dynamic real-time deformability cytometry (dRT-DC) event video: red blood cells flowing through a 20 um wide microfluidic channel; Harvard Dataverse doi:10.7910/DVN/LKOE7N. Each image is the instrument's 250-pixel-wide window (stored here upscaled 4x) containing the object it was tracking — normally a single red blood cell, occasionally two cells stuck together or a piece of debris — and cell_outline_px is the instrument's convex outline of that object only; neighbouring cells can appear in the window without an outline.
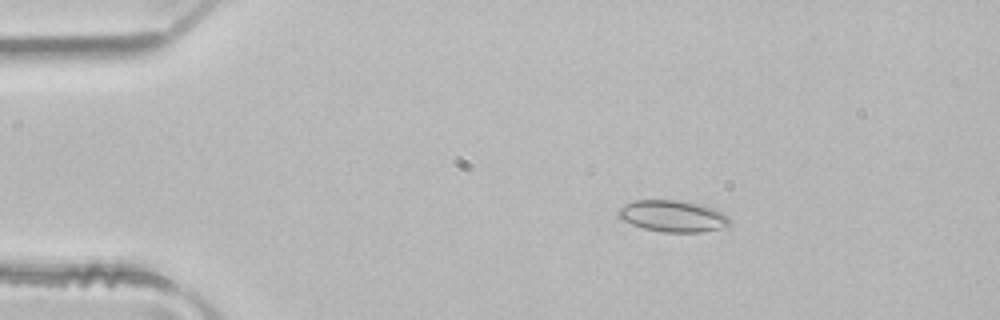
{"species": "common noctule bat (a hibernating species)", "species_latin": "Nyctalus noctula", "temperature_condition": "room temperature", "stored_images_in_passage": 3, "camera_frame_rate_fps": 3000, "um_per_image_px": 0.085, "animal": {"sex": "male", "body_mass_g": 21.5, "forearm_length_mm": 52.0}, "frame": {"image": 1, "passage_image": 1, "time_ms": 0.0, "image_size_px": [1000, 320], "cell_outline_px": [[732, 224], [728, 228], [700, 232], [664, 232], [644, 228], [632, 224], [616, 216], [616, 208], [624, 204], [636, 200], [676, 200], [700, 204], [712, 208], [728, 216], [732, 220]], "centroid_in_image_um": [57.2, 18.37], "position_along_channel_um": 27.8, "area_um2": 20.75}}
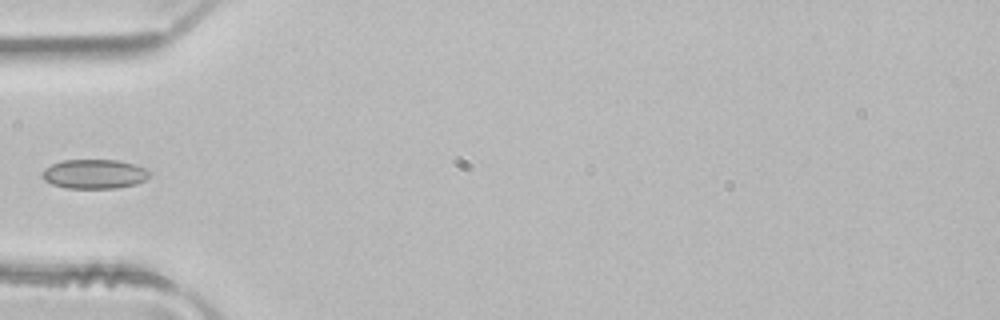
{"frame": {"image": 2, "passage_image": 3, "time_ms": 0.667, "image_size_px": [1000, 320], "cell_outline_px": [[152, 176], [136, 184], [116, 188], [64, 188], [52, 184], [44, 180], [40, 176], [44, 168], [52, 164], [64, 160], [116, 160], [136, 164], [152, 172]], "centroid_in_image_um": [8.03, 14.79], "position_along_channel_um": 77.0, "area_um2": 18.55}}